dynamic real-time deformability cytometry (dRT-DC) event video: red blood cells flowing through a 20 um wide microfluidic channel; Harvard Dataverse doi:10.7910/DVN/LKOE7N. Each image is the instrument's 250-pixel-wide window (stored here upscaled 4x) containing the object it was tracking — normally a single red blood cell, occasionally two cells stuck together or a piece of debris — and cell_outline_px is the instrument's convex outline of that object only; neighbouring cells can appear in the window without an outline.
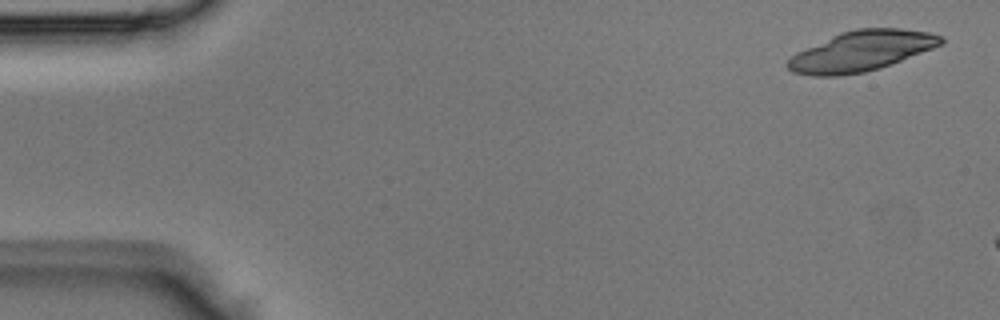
{"species": "Egyptian fruit bat (a non-hibernating species)", "species_latin": "Rousettus aegyptiacus", "temperature_condition": "room temperature", "stored_images_in_passage": 4, "camera_frame_rate_fps": 3000, "um_per_image_px": 0.085, "animal": {"sex": "male"}, "frame": {"image": 1, "passage_image": 1, "time_ms": 0.0, "image_size_px": [1000, 320], "cell_outline_px": [[944, 40], [940, 44], [932, 48], [880, 68], [864, 72], [840, 76], [812, 76], [792, 72], [784, 64], [796, 52], [840, 32], [856, 28], [900, 28], [928, 32], [940, 36]], "centroid_in_image_um": [73.15, 4.34], "position_along_channel_um": 11.9, "area_um2": 35.72}}